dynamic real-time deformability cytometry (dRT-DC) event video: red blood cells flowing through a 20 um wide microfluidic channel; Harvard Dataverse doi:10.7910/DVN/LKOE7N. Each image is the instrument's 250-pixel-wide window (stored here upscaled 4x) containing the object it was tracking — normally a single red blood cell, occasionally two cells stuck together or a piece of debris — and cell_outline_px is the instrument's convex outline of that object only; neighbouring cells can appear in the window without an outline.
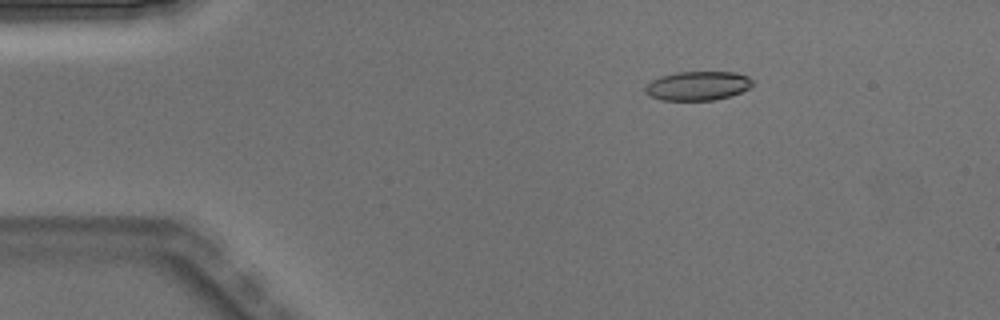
{"species": "Egyptian fruit bat (a non-hibernating species)", "species_latin": "Rousettus aegyptiacus", "temperature_condition": "warm", "stored_images_in_passage": 5, "camera_frame_rate_fps": 3000, "um_per_image_px": 0.085, "animal": {"sex": "male"}, "frame": {"image": 1, "passage_image": 3, "time_ms": 0.667, "image_size_px": [1000, 320], "cell_outline_px": [[752, 84], [748, 88], [740, 92], [728, 96], [712, 100], [660, 100], [648, 96], [644, 92], [644, 88], [652, 80], [660, 76], [676, 72], [736, 72], [748, 76], [752, 80]], "centroid_in_image_um": [59.26, 7.29], "position_along_channel_um": 25.7, "area_um2": 18.15}}
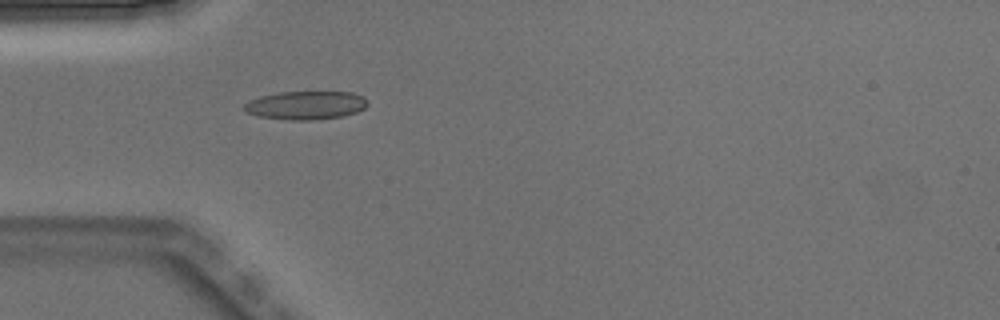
{"frame": {"image": 2, "passage_image": 5, "time_ms": 1.333, "image_size_px": [1000, 320], "cell_outline_px": [[368, 104], [364, 108], [356, 112], [344, 116], [312, 120], [292, 120], [260, 116], [244, 112], [240, 108], [248, 100], [260, 96], [280, 92], [352, 92], [364, 96], [368, 100]], "centroid_in_image_um": [25.98, 8.94], "position_along_channel_um": 59.0, "area_um2": 20.63}}